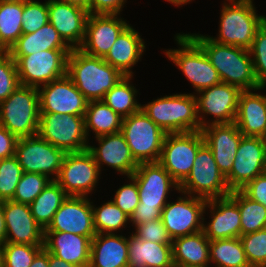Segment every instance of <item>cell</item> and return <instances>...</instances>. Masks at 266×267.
I'll return each instance as SVG.
<instances>
[{
	"label": "cell",
	"mask_w": 266,
	"mask_h": 267,
	"mask_svg": "<svg viewBox=\"0 0 266 267\" xmlns=\"http://www.w3.org/2000/svg\"><path fill=\"white\" fill-rule=\"evenodd\" d=\"M202 48L217 70L222 83L238 87L241 91L264 89L256 80L249 50L217 43L207 35L188 33Z\"/></svg>",
	"instance_id": "1"
},
{
	"label": "cell",
	"mask_w": 266,
	"mask_h": 267,
	"mask_svg": "<svg viewBox=\"0 0 266 267\" xmlns=\"http://www.w3.org/2000/svg\"><path fill=\"white\" fill-rule=\"evenodd\" d=\"M131 176L137 182L140 203L130 217V223L141 225L161 219L170 189L179 191V184L158 162L139 163Z\"/></svg>",
	"instance_id": "2"
},
{
	"label": "cell",
	"mask_w": 266,
	"mask_h": 267,
	"mask_svg": "<svg viewBox=\"0 0 266 267\" xmlns=\"http://www.w3.org/2000/svg\"><path fill=\"white\" fill-rule=\"evenodd\" d=\"M67 76L88 101L102 100L124 75L104 61L79 48H73L67 59Z\"/></svg>",
	"instance_id": "3"
},
{
	"label": "cell",
	"mask_w": 266,
	"mask_h": 267,
	"mask_svg": "<svg viewBox=\"0 0 266 267\" xmlns=\"http://www.w3.org/2000/svg\"><path fill=\"white\" fill-rule=\"evenodd\" d=\"M144 113L166 133L201 131L194 94L166 95L142 104Z\"/></svg>",
	"instance_id": "4"
},
{
	"label": "cell",
	"mask_w": 266,
	"mask_h": 267,
	"mask_svg": "<svg viewBox=\"0 0 266 267\" xmlns=\"http://www.w3.org/2000/svg\"><path fill=\"white\" fill-rule=\"evenodd\" d=\"M264 18L258 15L253 0H229L222 5L218 37L209 38L249 50Z\"/></svg>",
	"instance_id": "5"
},
{
	"label": "cell",
	"mask_w": 266,
	"mask_h": 267,
	"mask_svg": "<svg viewBox=\"0 0 266 267\" xmlns=\"http://www.w3.org/2000/svg\"><path fill=\"white\" fill-rule=\"evenodd\" d=\"M40 118L37 87L19 85L0 102V125L18 139L38 134Z\"/></svg>",
	"instance_id": "6"
},
{
	"label": "cell",
	"mask_w": 266,
	"mask_h": 267,
	"mask_svg": "<svg viewBox=\"0 0 266 267\" xmlns=\"http://www.w3.org/2000/svg\"><path fill=\"white\" fill-rule=\"evenodd\" d=\"M178 49H167L165 55L183 72L195 92L221 83L217 70L202 48L186 33L175 35Z\"/></svg>",
	"instance_id": "7"
},
{
	"label": "cell",
	"mask_w": 266,
	"mask_h": 267,
	"mask_svg": "<svg viewBox=\"0 0 266 267\" xmlns=\"http://www.w3.org/2000/svg\"><path fill=\"white\" fill-rule=\"evenodd\" d=\"M178 193L206 200L230 195L226 178L218 169L212 150L205 143L198 150L190 174L179 185Z\"/></svg>",
	"instance_id": "8"
},
{
	"label": "cell",
	"mask_w": 266,
	"mask_h": 267,
	"mask_svg": "<svg viewBox=\"0 0 266 267\" xmlns=\"http://www.w3.org/2000/svg\"><path fill=\"white\" fill-rule=\"evenodd\" d=\"M138 163L158 162L166 136L142 109L123 118L120 131Z\"/></svg>",
	"instance_id": "9"
},
{
	"label": "cell",
	"mask_w": 266,
	"mask_h": 267,
	"mask_svg": "<svg viewBox=\"0 0 266 267\" xmlns=\"http://www.w3.org/2000/svg\"><path fill=\"white\" fill-rule=\"evenodd\" d=\"M72 49L41 50L25 56H11L17 65L20 85L40 87L67 75Z\"/></svg>",
	"instance_id": "10"
},
{
	"label": "cell",
	"mask_w": 266,
	"mask_h": 267,
	"mask_svg": "<svg viewBox=\"0 0 266 267\" xmlns=\"http://www.w3.org/2000/svg\"><path fill=\"white\" fill-rule=\"evenodd\" d=\"M38 135L67 153L84 151L90 144L84 116L40 113Z\"/></svg>",
	"instance_id": "11"
},
{
	"label": "cell",
	"mask_w": 266,
	"mask_h": 267,
	"mask_svg": "<svg viewBox=\"0 0 266 267\" xmlns=\"http://www.w3.org/2000/svg\"><path fill=\"white\" fill-rule=\"evenodd\" d=\"M204 143L202 131L167 133L158 163L180 185L190 174L198 150Z\"/></svg>",
	"instance_id": "12"
},
{
	"label": "cell",
	"mask_w": 266,
	"mask_h": 267,
	"mask_svg": "<svg viewBox=\"0 0 266 267\" xmlns=\"http://www.w3.org/2000/svg\"><path fill=\"white\" fill-rule=\"evenodd\" d=\"M101 174L91 152H68L55 181L68 196L88 197L93 192Z\"/></svg>",
	"instance_id": "13"
},
{
	"label": "cell",
	"mask_w": 266,
	"mask_h": 267,
	"mask_svg": "<svg viewBox=\"0 0 266 267\" xmlns=\"http://www.w3.org/2000/svg\"><path fill=\"white\" fill-rule=\"evenodd\" d=\"M66 154L65 150L53 146L38 134L19 138L15 150L23 172L47 175L52 180L58 177Z\"/></svg>",
	"instance_id": "14"
},
{
	"label": "cell",
	"mask_w": 266,
	"mask_h": 267,
	"mask_svg": "<svg viewBox=\"0 0 266 267\" xmlns=\"http://www.w3.org/2000/svg\"><path fill=\"white\" fill-rule=\"evenodd\" d=\"M182 195L162 209L161 220L172 240L202 231L206 219L203 214L207 200L186 193Z\"/></svg>",
	"instance_id": "15"
},
{
	"label": "cell",
	"mask_w": 266,
	"mask_h": 267,
	"mask_svg": "<svg viewBox=\"0 0 266 267\" xmlns=\"http://www.w3.org/2000/svg\"><path fill=\"white\" fill-rule=\"evenodd\" d=\"M242 91L235 86L220 83L196 94L197 115L201 129L212 124L233 123L236 118L239 96ZM211 115L214 119L204 120V115Z\"/></svg>",
	"instance_id": "16"
},
{
	"label": "cell",
	"mask_w": 266,
	"mask_h": 267,
	"mask_svg": "<svg viewBox=\"0 0 266 267\" xmlns=\"http://www.w3.org/2000/svg\"><path fill=\"white\" fill-rule=\"evenodd\" d=\"M266 172V146L260 137L243 136L231 172L225 177L230 191L243 189Z\"/></svg>",
	"instance_id": "17"
},
{
	"label": "cell",
	"mask_w": 266,
	"mask_h": 267,
	"mask_svg": "<svg viewBox=\"0 0 266 267\" xmlns=\"http://www.w3.org/2000/svg\"><path fill=\"white\" fill-rule=\"evenodd\" d=\"M41 86L38 87L40 113L85 115L89 101L67 75Z\"/></svg>",
	"instance_id": "18"
},
{
	"label": "cell",
	"mask_w": 266,
	"mask_h": 267,
	"mask_svg": "<svg viewBox=\"0 0 266 267\" xmlns=\"http://www.w3.org/2000/svg\"><path fill=\"white\" fill-rule=\"evenodd\" d=\"M44 232L74 233L93 239L96 230L90 198L68 196Z\"/></svg>",
	"instance_id": "19"
},
{
	"label": "cell",
	"mask_w": 266,
	"mask_h": 267,
	"mask_svg": "<svg viewBox=\"0 0 266 267\" xmlns=\"http://www.w3.org/2000/svg\"><path fill=\"white\" fill-rule=\"evenodd\" d=\"M119 14H89L85 38L79 47L84 53L104 58L119 34L129 25Z\"/></svg>",
	"instance_id": "20"
},
{
	"label": "cell",
	"mask_w": 266,
	"mask_h": 267,
	"mask_svg": "<svg viewBox=\"0 0 266 267\" xmlns=\"http://www.w3.org/2000/svg\"><path fill=\"white\" fill-rule=\"evenodd\" d=\"M4 220L7 243L44 245V230L34 219L29 205L13 200L4 201Z\"/></svg>",
	"instance_id": "21"
},
{
	"label": "cell",
	"mask_w": 266,
	"mask_h": 267,
	"mask_svg": "<svg viewBox=\"0 0 266 267\" xmlns=\"http://www.w3.org/2000/svg\"><path fill=\"white\" fill-rule=\"evenodd\" d=\"M48 16L49 22L72 49L82 45L89 16L87 10L59 0H48Z\"/></svg>",
	"instance_id": "22"
},
{
	"label": "cell",
	"mask_w": 266,
	"mask_h": 267,
	"mask_svg": "<svg viewBox=\"0 0 266 267\" xmlns=\"http://www.w3.org/2000/svg\"><path fill=\"white\" fill-rule=\"evenodd\" d=\"M99 147L88 146L101 172V166L113 168L121 175L131 176L138 167L131 150L121 132L95 137Z\"/></svg>",
	"instance_id": "23"
},
{
	"label": "cell",
	"mask_w": 266,
	"mask_h": 267,
	"mask_svg": "<svg viewBox=\"0 0 266 267\" xmlns=\"http://www.w3.org/2000/svg\"><path fill=\"white\" fill-rule=\"evenodd\" d=\"M211 221L203 224L202 231L209 240L240 238L241 215L237 203L228 195L207 200Z\"/></svg>",
	"instance_id": "24"
},
{
	"label": "cell",
	"mask_w": 266,
	"mask_h": 267,
	"mask_svg": "<svg viewBox=\"0 0 266 267\" xmlns=\"http://www.w3.org/2000/svg\"><path fill=\"white\" fill-rule=\"evenodd\" d=\"M205 144L212 150L214 159L220 172L226 177L234 164L237 148L242 133L237 125L228 124H212L202 128Z\"/></svg>",
	"instance_id": "25"
},
{
	"label": "cell",
	"mask_w": 266,
	"mask_h": 267,
	"mask_svg": "<svg viewBox=\"0 0 266 267\" xmlns=\"http://www.w3.org/2000/svg\"><path fill=\"white\" fill-rule=\"evenodd\" d=\"M92 239L67 232H44L43 247L54 256L79 267H89Z\"/></svg>",
	"instance_id": "26"
},
{
	"label": "cell",
	"mask_w": 266,
	"mask_h": 267,
	"mask_svg": "<svg viewBox=\"0 0 266 267\" xmlns=\"http://www.w3.org/2000/svg\"><path fill=\"white\" fill-rule=\"evenodd\" d=\"M145 43L131 25H128L117 37L107 55L105 62L118 69L124 76H133V66L141 59Z\"/></svg>",
	"instance_id": "27"
},
{
	"label": "cell",
	"mask_w": 266,
	"mask_h": 267,
	"mask_svg": "<svg viewBox=\"0 0 266 267\" xmlns=\"http://www.w3.org/2000/svg\"><path fill=\"white\" fill-rule=\"evenodd\" d=\"M234 123L243 136L262 138L266 132V95L242 91Z\"/></svg>",
	"instance_id": "28"
},
{
	"label": "cell",
	"mask_w": 266,
	"mask_h": 267,
	"mask_svg": "<svg viewBox=\"0 0 266 267\" xmlns=\"http://www.w3.org/2000/svg\"><path fill=\"white\" fill-rule=\"evenodd\" d=\"M89 267H128V238L115 233H96L91 241Z\"/></svg>",
	"instance_id": "29"
},
{
	"label": "cell",
	"mask_w": 266,
	"mask_h": 267,
	"mask_svg": "<svg viewBox=\"0 0 266 267\" xmlns=\"http://www.w3.org/2000/svg\"><path fill=\"white\" fill-rule=\"evenodd\" d=\"M172 244L128 237V267H172Z\"/></svg>",
	"instance_id": "30"
},
{
	"label": "cell",
	"mask_w": 266,
	"mask_h": 267,
	"mask_svg": "<svg viewBox=\"0 0 266 267\" xmlns=\"http://www.w3.org/2000/svg\"><path fill=\"white\" fill-rule=\"evenodd\" d=\"M210 240L203 231L172 240L173 264L209 266Z\"/></svg>",
	"instance_id": "31"
},
{
	"label": "cell",
	"mask_w": 266,
	"mask_h": 267,
	"mask_svg": "<svg viewBox=\"0 0 266 267\" xmlns=\"http://www.w3.org/2000/svg\"><path fill=\"white\" fill-rule=\"evenodd\" d=\"M72 49L48 22L33 33L22 34L8 50L10 56H25L41 50Z\"/></svg>",
	"instance_id": "32"
},
{
	"label": "cell",
	"mask_w": 266,
	"mask_h": 267,
	"mask_svg": "<svg viewBox=\"0 0 266 267\" xmlns=\"http://www.w3.org/2000/svg\"><path fill=\"white\" fill-rule=\"evenodd\" d=\"M87 136L89 131L94 137L114 134L121 131L123 117L113 111L102 100L89 101L84 115Z\"/></svg>",
	"instance_id": "33"
},
{
	"label": "cell",
	"mask_w": 266,
	"mask_h": 267,
	"mask_svg": "<svg viewBox=\"0 0 266 267\" xmlns=\"http://www.w3.org/2000/svg\"><path fill=\"white\" fill-rule=\"evenodd\" d=\"M67 198L68 195L60 185L55 180H51L29 205L31 214L43 230L49 226L53 216Z\"/></svg>",
	"instance_id": "34"
},
{
	"label": "cell",
	"mask_w": 266,
	"mask_h": 267,
	"mask_svg": "<svg viewBox=\"0 0 266 267\" xmlns=\"http://www.w3.org/2000/svg\"><path fill=\"white\" fill-rule=\"evenodd\" d=\"M209 259L215 267H250L240 238L210 240Z\"/></svg>",
	"instance_id": "35"
},
{
	"label": "cell",
	"mask_w": 266,
	"mask_h": 267,
	"mask_svg": "<svg viewBox=\"0 0 266 267\" xmlns=\"http://www.w3.org/2000/svg\"><path fill=\"white\" fill-rule=\"evenodd\" d=\"M132 77L133 76H124L102 99L105 104L123 118L141 109V104L137 102L135 97L138 91L134 85L130 83Z\"/></svg>",
	"instance_id": "36"
},
{
	"label": "cell",
	"mask_w": 266,
	"mask_h": 267,
	"mask_svg": "<svg viewBox=\"0 0 266 267\" xmlns=\"http://www.w3.org/2000/svg\"><path fill=\"white\" fill-rule=\"evenodd\" d=\"M238 205L241 215V235L266 228V207L251 200L241 190L231 191L229 195Z\"/></svg>",
	"instance_id": "37"
},
{
	"label": "cell",
	"mask_w": 266,
	"mask_h": 267,
	"mask_svg": "<svg viewBox=\"0 0 266 267\" xmlns=\"http://www.w3.org/2000/svg\"><path fill=\"white\" fill-rule=\"evenodd\" d=\"M23 3L0 2V41L9 50L23 34Z\"/></svg>",
	"instance_id": "38"
},
{
	"label": "cell",
	"mask_w": 266,
	"mask_h": 267,
	"mask_svg": "<svg viewBox=\"0 0 266 267\" xmlns=\"http://www.w3.org/2000/svg\"><path fill=\"white\" fill-rule=\"evenodd\" d=\"M91 202L93 210L94 227L96 233H115L125 228L130 217L117 207L111 200L100 207H95Z\"/></svg>",
	"instance_id": "39"
},
{
	"label": "cell",
	"mask_w": 266,
	"mask_h": 267,
	"mask_svg": "<svg viewBox=\"0 0 266 267\" xmlns=\"http://www.w3.org/2000/svg\"><path fill=\"white\" fill-rule=\"evenodd\" d=\"M23 173L15 155L0 159V201L13 199Z\"/></svg>",
	"instance_id": "40"
},
{
	"label": "cell",
	"mask_w": 266,
	"mask_h": 267,
	"mask_svg": "<svg viewBox=\"0 0 266 267\" xmlns=\"http://www.w3.org/2000/svg\"><path fill=\"white\" fill-rule=\"evenodd\" d=\"M51 180L47 175L24 172L12 200L30 205Z\"/></svg>",
	"instance_id": "41"
},
{
	"label": "cell",
	"mask_w": 266,
	"mask_h": 267,
	"mask_svg": "<svg viewBox=\"0 0 266 267\" xmlns=\"http://www.w3.org/2000/svg\"><path fill=\"white\" fill-rule=\"evenodd\" d=\"M43 246L7 243L3 244V267H30Z\"/></svg>",
	"instance_id": "42"
},
{
	"label": "cell",
	"mask_w": 266,
	"mask_h": 267,
	"mask_svg": "<svg viewBox=\"0 0 266 267\" xmlns=\"http://www.w3.org/2000/svg\"><path fill=\"white\" fill-rule=\"evenodd\" d=\"M250 267H266V228L240 236Z\"/></svg>",
	"instance_id": "43"
},
{
	"label": "cell",
	"mask_w": 266,
	"mask_h": 267,
	"mask_svg": "<svg viewBox=\"0 0 266 267\" xmlns=\"http://www.w3.org/2000/svg\"><path fill=\"white\" fill-rule=\"evenodd\" d=\"M256 80L266 87V23L257 30L249 49Z\"/></svg>",
	"instance_id": "44"
},
{
	"label": "cell",
	"mask_w": 266,
	"mask_h": 267,
	"mask_svg": "<svg viewBox=\"0 0 266 267\" xmlns=\"http://www.w3.org/2000/svg\"><path fill=\"white\" fill-rule=\"evenodd\" d=\"M49 22L48 1H30L23 4L22 32L33 33Z\"/></svg>",
	"instance_id": "45"
},
{
	"label": "cell",
	"mask_w": 266,
	"mask_h": 267,
	"mask_svg": "<svg viewBox=\"0 0 266 267\" xmlns=\"http://www.w3.org/2000/svg\"><path fill=\"white\" fill-rule=\"evenodd\" d=\"M20 85L17 65L7 52L0 55V102Z\"/></svg>",
	"instance_id": "46"
},
{
	"label": "cell",
	"mask_w": 266,
	"mask_h": 267,
	"mask_svg": "<svg viewBox=\"0 0 266 267\" xmlns=\"http://www.w3.org/2000/svg\"><path fill=\"white\" fill-rule=\"evenodd\" d=\"M131 182L121 186L115 193L113 200H111L117 207H119L129 217L135 211V208L140 203L139 189L136 180L129 176L127 177Z\"/></svg>",
	"instance_id": "47"
},
{
	"label": "cell",
	"mask_w": 266,
	"mask_h": 267,
	"mask_svg": "<svg viewBox=\"0 0 266 267\" xmlns=\"http://www.w3.org/2000/svg\"><path fill=\"white\" fill-rule=\"evenodd\" d=\"M135 228L134 235L142 240L152 241L161 244H172V239L161 219L147 221L141 225H133Z\"/></svg>",
	"instance_id": "48"
},
{
	"label": "cell",
	"mask_w": 266,
	"mask_h": 267,
	"mask_svg": "<svg viewBox=\"0 0 266 267\" xmlns=\"http://www.w3.org/2000/svg\"><path fill=\"white\" fill-rule=\"evenodd\" d=\"M241 191L251 200L266 207V172L249 182Z\"/></svg>",
	"instance_id": "49"
},
{
	"label": "cell",
	"mask_w": 266,
	"mask_h": 267,
	"mask_svg": "<svg viewBox=\"0 0 266 267\" xmlns=\"http://www.w3.org/2000/svg\"><path fill=\"white\" fill-rule=\"evenodd\" d=\"M127 0H90V14H119Z\"/></svg>",
	"instance_id": "50"
},
{
	"label": "cell",
	"mask_w": 266,
	"mask_h": 267,
	"mask_svg": "<svg viewBox=\"0 0 266 267\" xmlns=\"http://www.w3.org/2000/svg\"><path fill=\"white\" fill-rule=\"evenodd\" d=\"M18 138L0 125V159L15 155Z\"/></svg>",
	"instance_id": "51"
},
{
	"label": "cell",
	"mask_w": 266,
	"mask_h": 267,
	"mask_svg": "<svg viewBox=\"0 0 266 267\" xmlns=\"http://www.w3.org/2000/svg\"><path fill=\"white\" fill-rule=\"evenodd\" d=\"M30 267H49V252L44 247L36 254Z\"/></svg>",
	"instance_id": "52"
},
{
	"label": "cell",
	"mask_w": 266,
	"mask_h": 267,
	"mask_svg": "<svg viewBox=\"0 0 266 267\" xmlns=\"http://www.w3.org/2000/svg\"><path fill=\"white\" fill-rule=\"evenodd\" d=\"M6 223L4 220V201H0V244L6 242Z\"/></svg>",
	"instance_id": "53"
},
{
	"label": "cell",
	"mask_w": 266,
	"mask_h": 267,
	"mask_svg": "<svg viewBox=\"0 0 266 267\" xmlns=\"http://www.w3.org/2000/svg\"><path fill=\"white\" fill-rule=\"evenodd\" d=\"M49 267H79V266L61 260L60 258L49 253Z\"/></svg>",
	"instance_id": "54"
},
{
	"label": "cell",
	"mask_w": 266,
	"mask_h": 267,
	"mask_svg": "<svg viewBox=\"0 0 266 267\" xmlns=\"http://www.w3.org/2000/svg\"><path fill=\"white\" fill-rule=\"evenodd\" d=\"M59 1L79 6L87 10L90 14V0H59Z\"/></svg>",
	"instance_id": "55"
},
{
	"label": "cell",
	"mask_w": 266,
	"mask_h": 267,
	"mask_svg": "<svg viewBox=\"0 0 266 267\" xmlns=\"http://www.w3.org/2000/svg\"><path fill=\"white\" fill-rule=\"evenodd\" d=\"M166 1H168L171 4H174L175 6L178 7V5L182 6L184 4H187V3L191 2L192 0H166Z\"/></svg>",
	"instance_id": "56"
},
{
	"label": "cell",
	"mask_w": 266,
	"mask_h": 267,
	"mask_svg": "<svg viewBox=\"0 0 266 267\" xmlns=\"http://www.w3.org/2000/svg\"><path fill=\"white\" fill-rule=\"evenodd\" d=\"M33 0H0V2H13V3H26V2H30Z\"/></svg>",
	"instance_id": "57"
},
{
	"label": "cell",
	"mask_w": 266,
	"mask_h": 267,
	"mask_svg": "<svg viewBox=\"0 0 266 267\" xmlns=\"http://www.w3.org/2000/svg\"><path fill=\"white\" fill-rule=\"evenodd\" d=\"M0 267H3V245L0 244Z\"/></svg>",
	"instance_id": "58"
},
{
	"label": "cell",
	"mask_w": 266,
	"mask_h": 267,
	"mask_svg": "<svg viewBox=\"0 0 266 267\" xmlns=\"http://www.w3.org/2000/svg\"><path fill=\"white\" fill-rule=\"evenodd\" d=\"M8 52V49L0 41V55Z\"/></svg>",
	"instance_id": "59"
},
{
	"label": "cell",
	"mask_w": 266,
	"mask_h": 267,
	"mask_svg": "<svg viewBox=\"0 0 266 267\" xmlns=\"http://www.w3.org/2000/svg\"><path fill=\"white\" fill-rule=\"evenodd\" d=\"M172 267H209V266H187V265L173 264Z\"/></svg>",
	"instance_id": "60"
},
{
	"label": "cell",
	"mask_w": 266,
	"mask_h": 267,
	"mask_svg": "<svg viewBox=\"0 0 266 267\" xmlns=\"http://www.w3.org/2000/svg\"><path fill=\"white\" fill-rule=\"evenodd\" d=\"M262 139H263V142H264V144L266 146V132H265L264 136L262 137Z\"/></svg>",
	"instance_id": "61"
}]
</instances>
